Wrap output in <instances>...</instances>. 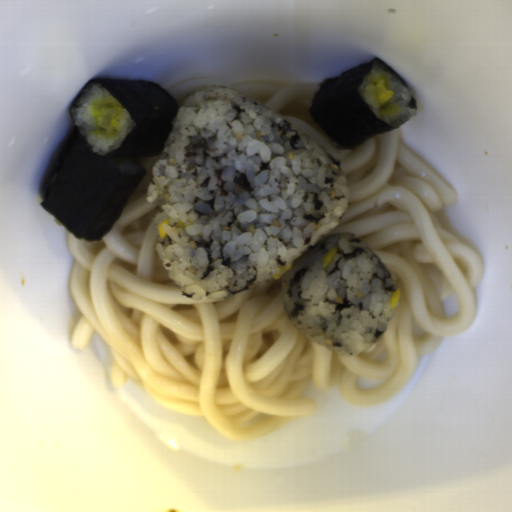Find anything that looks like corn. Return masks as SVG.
<instances>
[{"mask_svg":"<svg viewBox=\"0 0 512 512\" xmlns=\"http://www.w3.org/2000/svg\"><path fill=\"white\" fill-rule=\"evenodd\" d=\"M165 225H170L168 219L164 220L163 222H161L157 226V234H158L159 238H161V239L164 238V236H165V232H164V226Z\"/></svg>","mask_w":512,"mask_h":512,"instance_id":"obj_4","label":"corn"},{"mask_svg":"<svg viewBox=\"0 0 512 512\" xmlns=\"http://www.w3.org/2000/svg\"><path fill=\"white\" fill-rule=\"evenodd\" d=\"M336 253H337V248H335V247L329 251V253L326 255V257L322 263L323 267H327L331 263L334 256L336 255Z\"/></svg>","mask_w":512,"mask_h":512,"instance_id":"obj_2","label":"corn"},{"mask_svg":"<svg viewBox=\"0 0 512 512\" xmlns=\"http://www.w3.org/2000/svg\"><path fill=\"white\" fill-rule=\"evenodd\" d=\"M400 294H401V292L399 291V289L392 294V296L390 298V302H389L390 309H393L396 307V305L399 302Z\"/></svg>","mask_w":512,"mask_h":512,"instance_id":"obj_3","label":"corn"},{"mask_svg":"<svg viewBox=\"0 0 512 512\" xmlns=\"http://www.w3.org/2000/svg\"><path fill=\"white\" fill-rule=\"evenodd\" d=\"M292 268V263L291 264H288L286 266H278V273L276 274H273L272 278H274L275 280H279L289 269Z\"/></svg>","mask_w":512,"mask_h":512,"instance_id":"obj_1","label":"corn"}]
</instances>
